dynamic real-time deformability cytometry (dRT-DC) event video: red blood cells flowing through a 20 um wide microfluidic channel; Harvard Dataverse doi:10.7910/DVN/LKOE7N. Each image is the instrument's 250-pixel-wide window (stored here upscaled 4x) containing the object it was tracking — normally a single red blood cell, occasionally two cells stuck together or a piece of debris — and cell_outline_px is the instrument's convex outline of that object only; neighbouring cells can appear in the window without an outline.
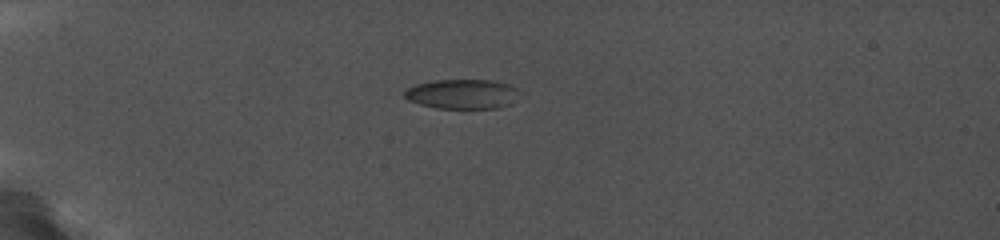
{"species": "common noctule bat (a hibernating species)", "species_latin": "Nyctalus noctula", "temperature_condition": "cold", "stored_images_in_passage": 4, "camera_frame_rate_fps": 5000, "um_per_image_px": 0.085, "animal": {"sex": "female", "body_mass_g": 19.0, "forearm_length_mm": 56.7}, "frame": {"image": 1, "passage_image": 1, "time_ms": 0.0, "image_size_px": [1000, 240], "cell_outline_px": [[524, 92], [512, 104], [500, 108], [436, 108], [420, 104], [408, 100], [400, 92], [416, 84], [432, 80], [492, 80], [508, 84], [520, 88]], "centroid_in_image_um": [39.37, 7.99], "position_along_channel_um": 45.6, "area_um2": 20.4}}